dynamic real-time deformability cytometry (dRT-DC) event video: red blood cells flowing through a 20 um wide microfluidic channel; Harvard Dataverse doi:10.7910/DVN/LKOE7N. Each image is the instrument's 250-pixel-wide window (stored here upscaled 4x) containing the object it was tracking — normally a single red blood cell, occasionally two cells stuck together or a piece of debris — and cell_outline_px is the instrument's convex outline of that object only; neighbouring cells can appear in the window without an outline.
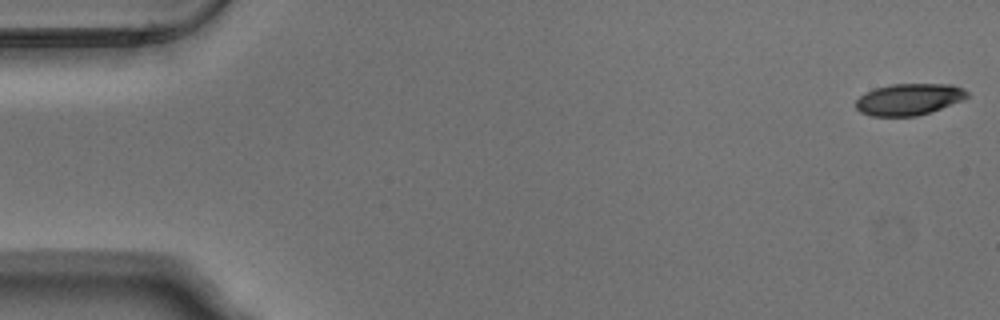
{"species": "Egyptian fruit bat (a non-hibernating species)", "species_latin": "Rousettus aegyptiacus", "temperature_condition": "warm", "stored_images_in_passage": 53, "camera_frame_rate_fps": 3000, "um_per_image_px": 0.085, "animal": {"sex": "male"}, "frame": {"image": 1, "passage_image": 1, "time_ms": 0.0, "image_size_px": [1000, 320], "cell_outline_px": [[968, 96], [964, 100], [916, 116], [872, 116], [860, 112], [856, 108], [856, 100], [860, 96], [876, 88], [892, 84], [952, 84], [964, 88], [968, 92]], "centroid_in_image_um": [77.28, 8.44], "position_along_channel_um": 7.7, "area_um2": 20.35}}
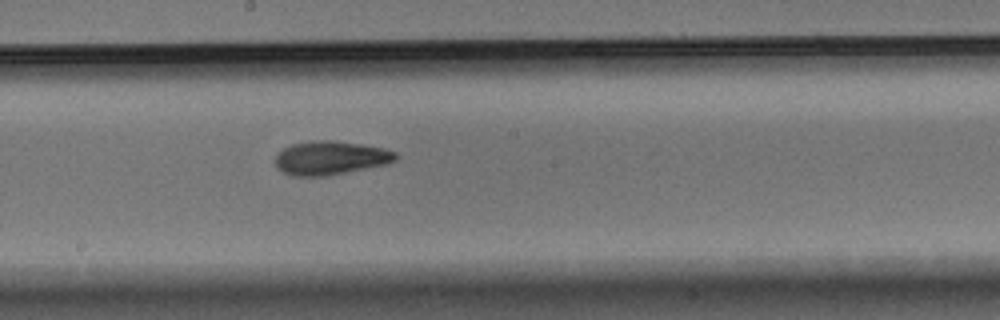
{"frame": {"image": 2, "passage_image": 29, "time_ms": 9.333, "image_size_px": [1000, 320], "cell_outline_px": [[396, 160], [388, 164], [328, 176], [292, 176], [276, 168], [276, 156], [284, 148], [292, 144], [316, 140], [332, 140], [360, 144], [384, 148], [396, 152]], "centroid_in_image_um": [28.1, 13.43], "position_along_channel_um": 220.1, "area_um2": 23.64}}
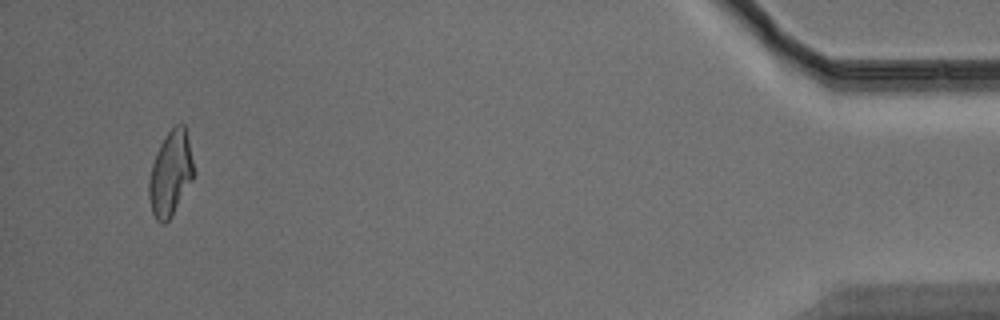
{"frame": {"image": 3, "passage_image": 51, "time_ms": 16.667, "image_size_px": [1000, 320], "cell_outline_px": [[196, 172], [192, 180], [172, 216], [164, 224], [160, 224], [156, 220], [152, 212], [148, 196], [148, 180], [152, 164], [156, 152], [164, 136], [176, 124], [184, 124]], "centroid_in_image_um": [14.49, 14.77], "position_along_channel_um": 420.7, "area_um2": 22.31}, "authors_computed_cell_mechanics": {"area_um2": 22.4842, "velocity_mm_per_s": 3.7871, "shape_relaxation_time_tau1_ms": 6.2836, "shape_relaxation_time_tau2_ms": 2.73, "deformation_change_tau1": 0.1812, "deformation_change_tau2": 0.0983}}